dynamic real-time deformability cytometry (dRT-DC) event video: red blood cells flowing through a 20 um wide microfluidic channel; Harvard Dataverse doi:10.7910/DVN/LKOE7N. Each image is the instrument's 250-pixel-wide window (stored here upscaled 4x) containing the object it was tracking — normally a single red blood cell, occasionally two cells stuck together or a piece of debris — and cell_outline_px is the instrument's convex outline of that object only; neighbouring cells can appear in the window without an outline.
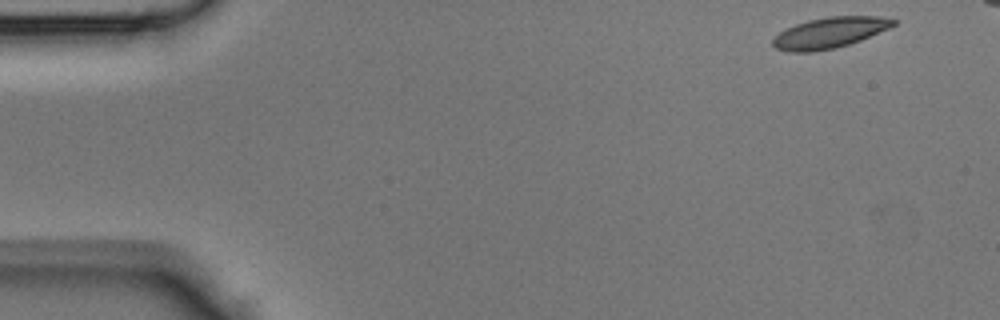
{"species": "Egyptian fruit bat (a non-hibernating species)", "species_latin": "Rousettus aegyptiacus", "temperature_condition": "room temperature", "stored_images_in_passage": 11, "camera_frame_rate_fps": 3000, "um_per_image_px": 0.085, "animal": {"sex": "male"}, "frame": {"image": 1, "passage_image": 1, "time_ms": 0.0, "image_size_px": [1000, 320], "cell_outline_px": [[896, 24], [888, 28], [860, 40], [848, 44], [832, 48], [812, 52], [788, 52], [776, 48], [772, 44], [772, 40], [780, 32], [796, 24], [808, 20], [828, 16], [876, 16], [896, 20]], "centroid_in_image_um": [70.49, 2.78], "position_along_channel_um": 14.5, "area_um2": 21.27}}